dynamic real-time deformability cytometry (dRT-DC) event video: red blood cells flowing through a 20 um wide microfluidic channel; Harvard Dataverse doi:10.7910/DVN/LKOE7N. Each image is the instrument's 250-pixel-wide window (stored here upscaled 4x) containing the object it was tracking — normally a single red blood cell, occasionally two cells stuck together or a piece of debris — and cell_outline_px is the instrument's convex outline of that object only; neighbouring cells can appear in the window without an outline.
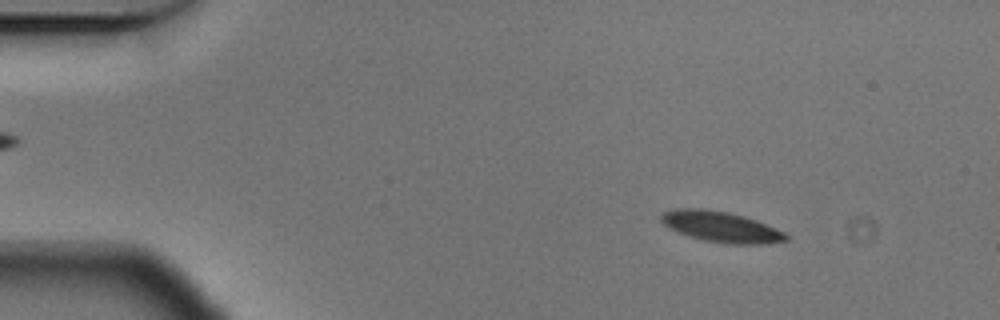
{"species": "Egyptian fruit bat (a non-hibernating species)", "species_latin": "Rousettus aegyptiacus", "temperature_condition": "cold", "stored_images_in_passage": 56, "camera_frame_rate_fps": 3000, "um_per_image_px": 0.085, "animal": {"sex": "male"}, "frame": {"image": 1, "passage_image": 7, "time_ms": 2.0, "image_size_px": [1000, 320], "cell_outline_px": [[788, 240], [760, 244], [724, 244], [704, 240], [688, 236], [668, 228], [660, 220], [660, 216], [664, 212], [676, 208], [700, 208], [728, 212], [744, 216], [756, 220], [784, 232], [788, 236]], "centroid_in_image_um": [61.25, 19.28], "position_along_channel_um": 23.7, "area_um2": 22.31}}
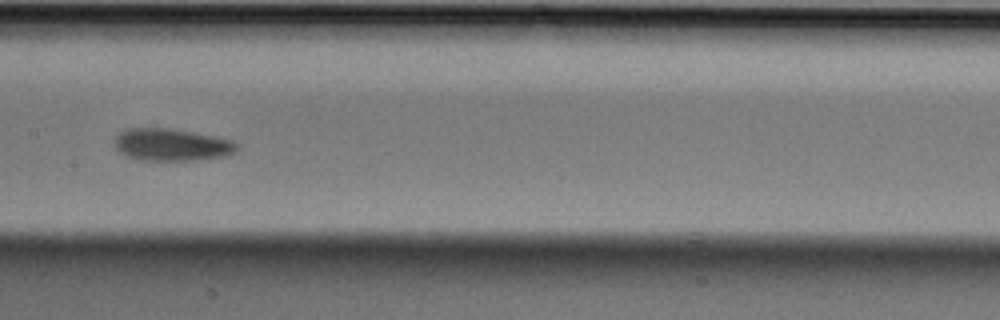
{"frame": {"image": 2, "passage_image": 28, "time_ms": 9.0, "image_size_px": [1000, 320], "cell_outline_px": [[240, 148], [236, 152], [228, 156], [196, 160], [140, 160], [128, 156], [120, 152], [116, 148], [116, 136], [124, 128], [168, 128], [192, 132], [232, 140], [240, 144]], "centroid_in_image_um": [14.64, 12.31], "position_along_channel_um": 192.8, "area_um2": 23.06}}
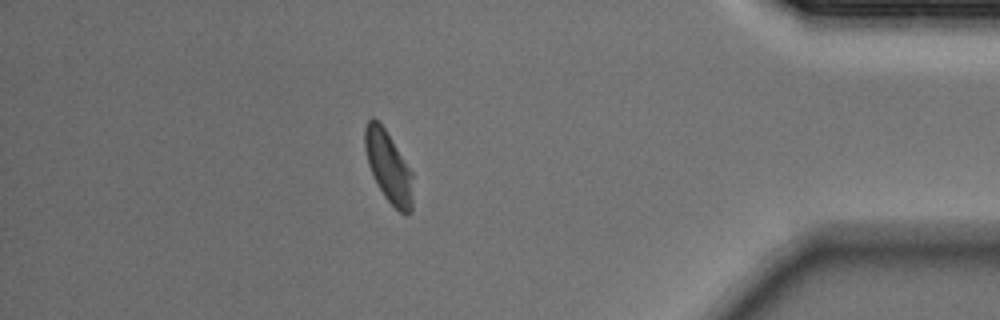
{"frame": {"image": 3, "passage_image": 49, "time_ms": 16.0, "image_size_px": [1000, 320], "cell_outline_px": [[412, 212], [408, 216], [404, 216], [384, 196], [368, 164], [364, 148], [364, 128], [368, 120], [372, 116], [380, 120], [412, 172]], "centroid_in_image_um": [33.01, 14.14], "position_along_channel_um": 402.2, "area_um2": 19.94}, "authors_computed_cell_mechanics": {"area_um2": 21.6172, "velocity_mm_per_s": 3.5278, "shape_relaxation_time_tau1_ms": 3.2714, "shape_relaxation_time_tau2_ms": 2.951, "deformation_change_tau1": 0.0978, "deformation_change_tau2": 0.0832}}